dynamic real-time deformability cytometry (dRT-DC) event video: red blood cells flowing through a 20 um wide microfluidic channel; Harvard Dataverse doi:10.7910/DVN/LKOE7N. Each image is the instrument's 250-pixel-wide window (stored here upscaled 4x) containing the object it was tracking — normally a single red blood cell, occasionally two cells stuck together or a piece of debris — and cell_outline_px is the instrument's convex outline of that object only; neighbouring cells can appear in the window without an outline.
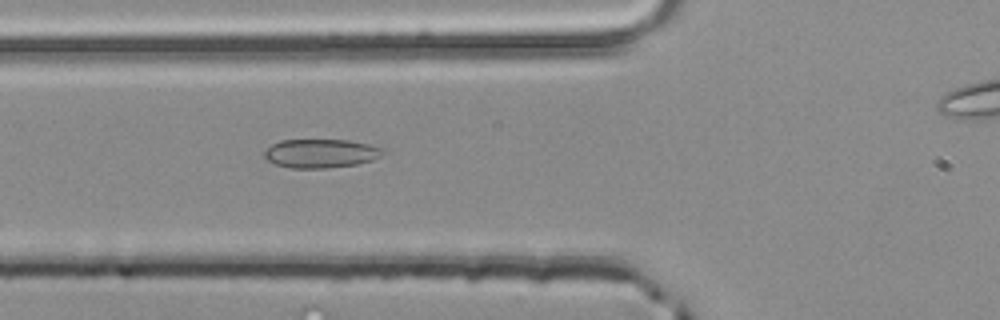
{"species": "common noctule bat (a hibernating species)", "species_latin": "Nyctalus noctula", "temperature_condition": "room temperature", "stored_images_in_passage": 29, "camera_frame_rate_fps": 3000, "um_per_image_px": 0.085, "animal": {"sex": "male", "body_mass_g": 20.4}, "frame": {"image": 1, "passage_image": 3, "time_ms": 0.667, "image_size_px": [1000, 320], "cell_outline_px": [[388, 152], [372, 160], [356, 164], [328, 168], [292, 168], [276, 164], [268, 160], [264, 156], [264, 152], [272, 144], [280, 140], [348, 140], [368, 144], [380, 148]], "centroid_in_image_um": [27.28, 13.04], "position_along_channel_um": 98.5, "area_um2": 19.77}}
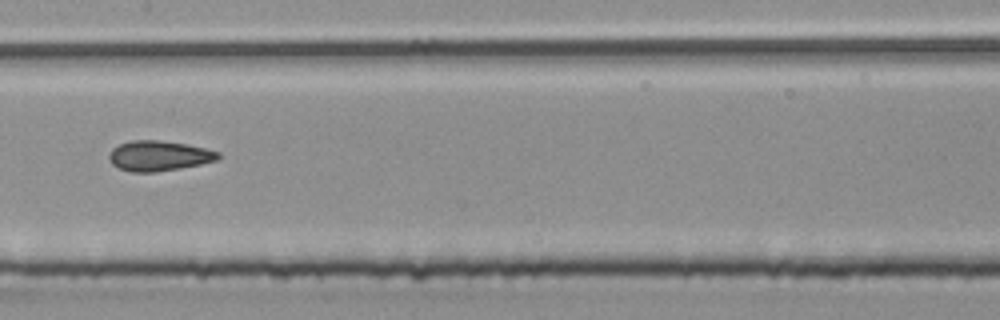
{"frame": {"image": 2, "passage_image": 10, "time_ms": 3.0, "image_size_px": [1000, 320], "cell_outline_px": [[220, 156], [216, 160], [200, 164], [180, 168], [156, 172], [132, 172], [120, 168], [112, 164], [108, 160], [108, 156], [112, 148], [120, 144], [132, 140], [160, 140], [184, 144], [204, 148], [220, 152]], "centroid_in_image_um": [13.47, 13.24], "position_along_channel_um": 193.9, "area_um2": 19.07}}
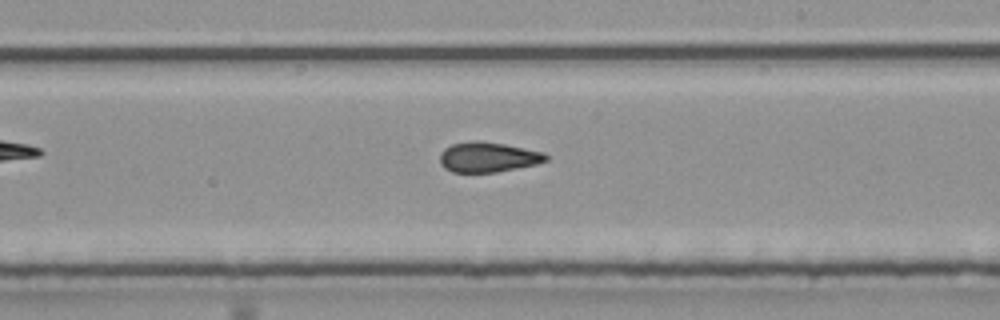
{"frame": {"image": 3, "passage_image": 14, "time_ms": 4.333, "image_size_px": [1000, 320], "cell_outline_px": [[548, 160], [536, 164], [496, 172], [452, 172], [444, 168], [440, 164], [440, 152], [444, 148], [452, 144], [504, 144], [544, 152], [548, 156]], "centroid_in_image_um": [41.5, 13.41], "position_along_channel_um": 247.5, "area_um2": 17.8}}